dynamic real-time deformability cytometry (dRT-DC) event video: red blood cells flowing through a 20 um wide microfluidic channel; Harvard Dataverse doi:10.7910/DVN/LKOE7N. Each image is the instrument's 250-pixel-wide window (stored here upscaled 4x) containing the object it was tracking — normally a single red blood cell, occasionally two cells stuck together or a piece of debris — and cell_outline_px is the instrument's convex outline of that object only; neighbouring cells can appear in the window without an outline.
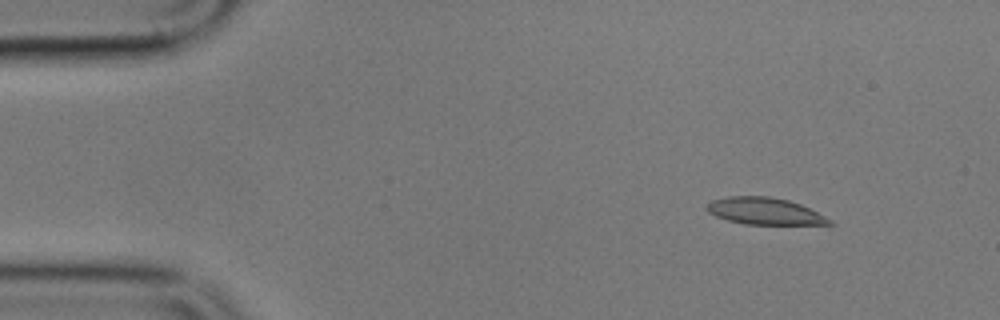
{"species": "common noctule bat (a hibernating species)", "species_latin": "Nyctalus noctula", "temperature_condition": "cold", "stored_images_in_passage": 5, "camera_frame_rate_fps": 3000, "um_per_image_px": 0.085, "animal": {"sex": "male", "body_mass_g": 17.9}, "frame": {"image": 1, "passage_image": 2, "time_ms": 1.0, "image_size_px": [1000, 320], "cell_outline_px": [[836, 224], [744, 224], [728, 220], [716, 216], [708, 212], [704, 208], [712, 200], [728, 196], [772, 196], [788, 200], [800, 204], [832, 220]], "centroid_in_image_um": [64.96, 17.94], "position_along_channel_um": 20.0, "area_um2": 19.07}}
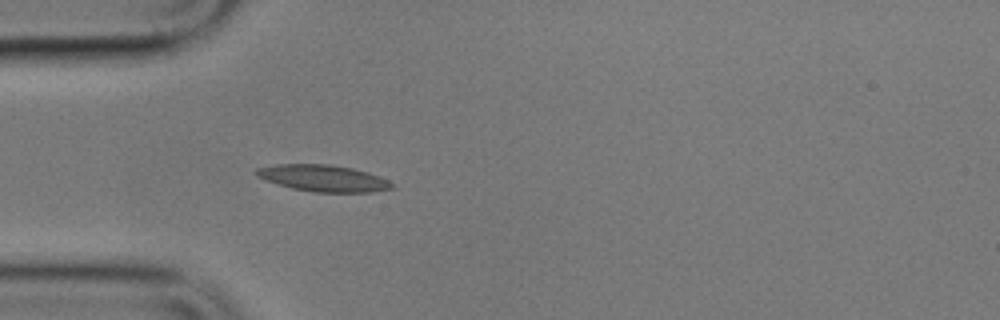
{"frame": {"image": 2, "passage_image": 5, "time_ms": 4.667, "image_size_px": [1000, 320], "cell_outline_px": [[392, 188], [372, 192], [316, 192], [292, 188], [256, 176], [256, 168], [276, 164], [328, 164], [352, 168], [368, 172], [388, 180], [392, 184]], "centroid_in_image_um": [27.48, 15.14], "position_along_channel_um": 57.5, "area_um2": 20.69}}